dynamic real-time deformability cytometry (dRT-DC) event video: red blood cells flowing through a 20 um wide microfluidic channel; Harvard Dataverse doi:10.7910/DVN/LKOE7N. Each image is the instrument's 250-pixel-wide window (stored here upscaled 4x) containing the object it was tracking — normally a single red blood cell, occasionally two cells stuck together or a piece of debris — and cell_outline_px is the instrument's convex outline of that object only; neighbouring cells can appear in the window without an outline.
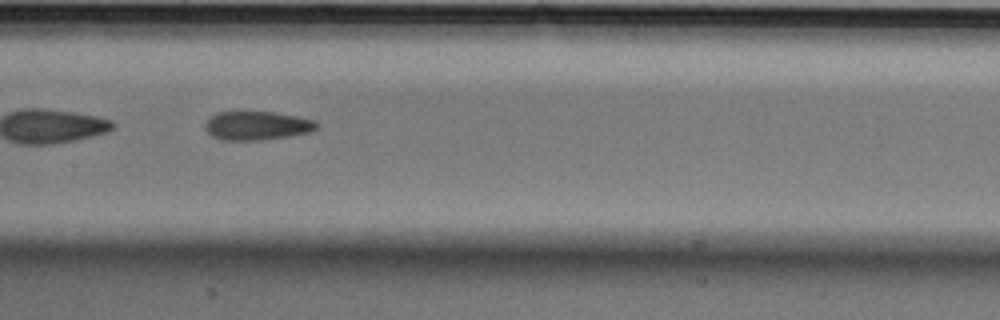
{"species": "Egyptian fruit bat (a non-hibernating species)", "species_latin": "Rousettus aegyptiacus", "temperature_condition": "cold", "stored_images_in_passage": 50, "segment_of_instrument_passage": [2, 2], "camera_frame_rate_fps": 3000, "um_per_image_px": 0.085, "animal": {"sex": "male"}, "frame": {"image": 1, "passage_image": 28, "time_ms": 9.0, "image_size_px": [1000, 320], "cell_outline_px": [[320, 124], [316, 128], [308, 132], [288, 136], [260, 140], [220, 140], [212, 136], [204, 128], [204, 124], [216, 112], [272, 112], [296, 116], [316, 120]], "centroid_in_image_um": [21.83, 10.68], "position_along_channel_um": 185.6, "area_um2": 18.61}}
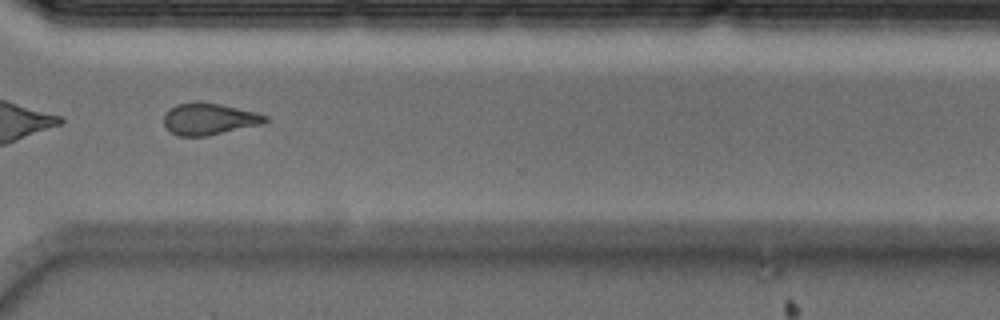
{"frame": {"image": 2, "passage_image": 42, "time_ms": 13.667, "image_size_px": [1000, 320], "cell_outline_px": [[268, 120], [264, 124], [208, 136], [180, 136], [172, 132], [164, 124], [164, 112], [168, 108], [176, 104], [220, 104], [256, 112], [268, 116]], "centroid_in_image_um": [17.81, 10.14], "position_along_channel_um": 352.8, "area_um2": 18.44}}